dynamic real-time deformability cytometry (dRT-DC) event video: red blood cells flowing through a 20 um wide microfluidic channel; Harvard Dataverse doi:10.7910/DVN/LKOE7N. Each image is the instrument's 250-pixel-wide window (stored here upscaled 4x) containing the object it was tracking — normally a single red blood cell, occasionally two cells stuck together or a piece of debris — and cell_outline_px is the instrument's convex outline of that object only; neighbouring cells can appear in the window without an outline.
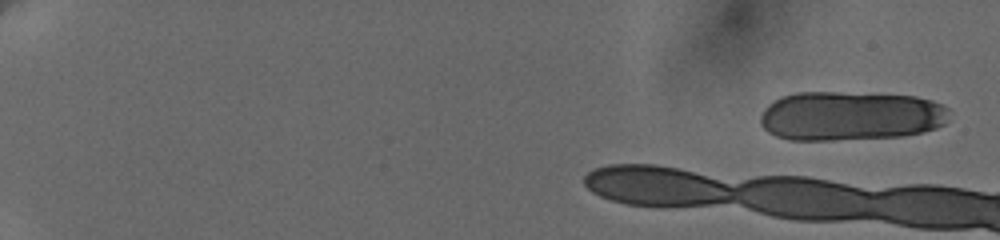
{"species": "human", "species_latin": "Homo sapiens", "temperature_condition": "cold", "stored_images_in_passage": 4, "camera_frame_rate_fps": 3000, "um_per_image_px": 0.085, "donor": {"sex": "female"}, "frame": {"image": 1, "passage_image": 1, "time_ms": 0.0, "image_size_px": [1000, 240], "cell_outline_px": [[948, 112], [944, 124], [936, 128], [924, 132], [904, 136], [832, 140], [788, 140], [776, 136], [768, 132], [760, 124], [760, 116], [764, 108], [768, 104], [780, 96], [796, 92], [840, 92], [916, 96], [932, 100], [948, 108]], "centroid_in_image_um": [72.25, 9.85], "position_along_channel_um": 12.8, "area_um2": 54.68}}